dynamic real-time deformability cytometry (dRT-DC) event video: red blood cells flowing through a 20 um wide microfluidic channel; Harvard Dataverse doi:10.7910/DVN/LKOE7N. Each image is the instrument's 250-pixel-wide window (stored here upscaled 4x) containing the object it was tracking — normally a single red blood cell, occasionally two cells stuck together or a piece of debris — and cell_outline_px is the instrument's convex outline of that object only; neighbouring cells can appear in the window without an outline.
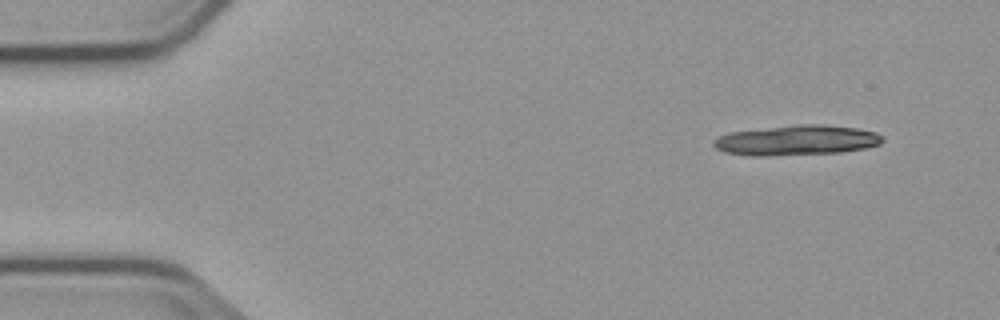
{"species": "common noctule bat (a hibernating species)", "species_latin": "Nyctalus noctula", "temperature_condition": "cold", "stored_images_in_passage": 7, "camera_frame_rate_fps": 3000, "um_per_image_px": 0.085, "animal": {"sex": "male", "body_mass_g": 23.1, "forearm_length_mm": 52.7}, "frame": {"image": 1, "passage_image": 1, "time_ms": 0.0, "image_size_px": [1000, 320], "cell_outline_px": [[884, 140], [880, 144], [864, 148], [840, 152], [768, 156], [752, 156], [724, 152], [716, 148], [712, 144], [712, 140], [728, 132], [800, 124], [820, 124], [856, 128], [876, 132], [884, 136]], "centroid_in_image_um": [67.7, 11.92], "position_along_channel_um": 17.3, "area_um2": 29.65}}
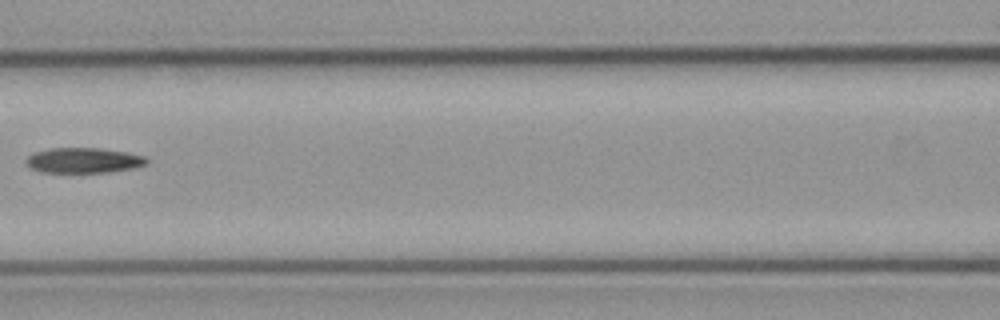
{"frame": {"image": 2, "passage_image": 6, "time_ms": 6.667, "image_size_px": [1000, 320], "cell_outline_px": [[148, 164], [132, 168], [108, 172], [44, 172], [32, 168], [28, 164], [28, 156], [36, 152], [52, 148], [100, 148], [128, 152], [144, 156], [148, 160]], "centroid_in_image_um": [7.17, 13.62], "position_along_channel_um": 159.4, "area_um2": 17.46}}
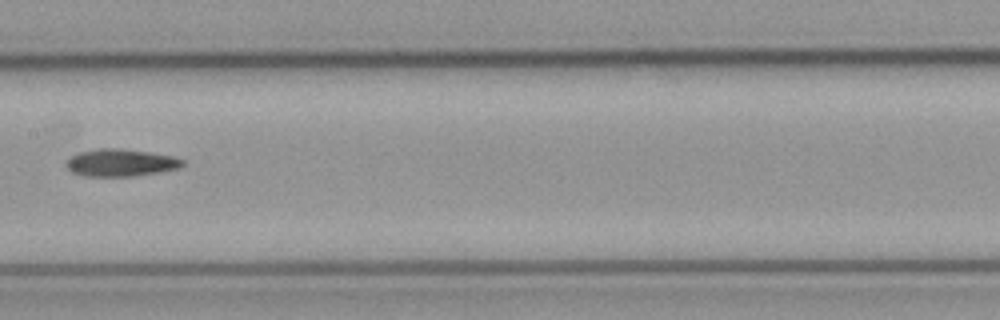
{"frame": {"image": 3, "passage_image": 7, "time_ms": 7.667, "image_size_px": [1000, 320], "cell_outline_px": [[184, 164], [180, 168], [132, 176], [84, 176], [72, 172], [64, 164], [72, 156], [80, 152], [96, 148], [116, 148], [148, 152], [172, 156], [184, 160]], "centroid_in_image_um": [10.24, 13.83], "position_along_channel_um": 197.2, "area_um2": 18.32}}